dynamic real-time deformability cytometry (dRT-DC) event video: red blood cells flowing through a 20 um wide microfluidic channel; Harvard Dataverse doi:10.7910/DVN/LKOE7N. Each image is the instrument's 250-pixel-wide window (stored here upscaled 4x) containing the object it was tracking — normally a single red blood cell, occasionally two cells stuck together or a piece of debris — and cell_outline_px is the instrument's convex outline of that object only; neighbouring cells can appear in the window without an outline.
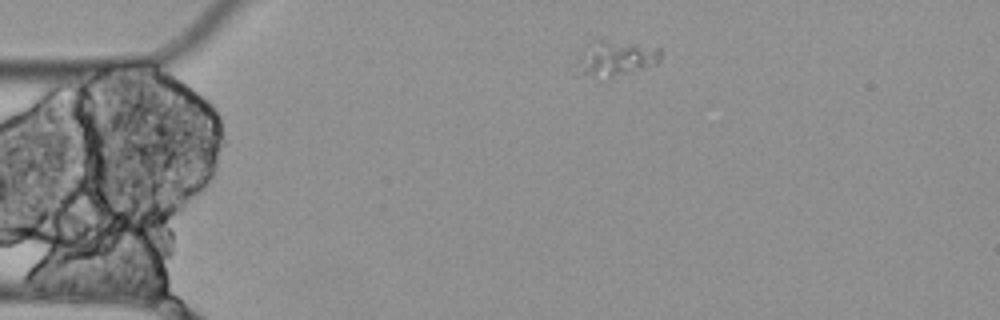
{"species": "Egyptian fruit bat (a non-hibernating species)", "species_latin": "Rousettus aegyptiacus", "temperature_condition": "cold", "stored_images_in_passage": 2, "camera_frame_rate_fps": 3000, "um_per_image_px": 0.085, "animal": {"sex": "female"}, "frame": {"image": 1, "passage_image": 2, "time_ms": 0.333, "image_size_px": [1000, 320], "cell_outline_px": [[664, 52], [660, 60], [656, 64], [612, 76], [596, 80], [572, 76], [580, 56], [588, 40], [604, 40], [660, 48]], "centroid_in_image_um": [52.19, 5.01], "position_along_channel_um": 32.8, "area_um2": 17.74}}